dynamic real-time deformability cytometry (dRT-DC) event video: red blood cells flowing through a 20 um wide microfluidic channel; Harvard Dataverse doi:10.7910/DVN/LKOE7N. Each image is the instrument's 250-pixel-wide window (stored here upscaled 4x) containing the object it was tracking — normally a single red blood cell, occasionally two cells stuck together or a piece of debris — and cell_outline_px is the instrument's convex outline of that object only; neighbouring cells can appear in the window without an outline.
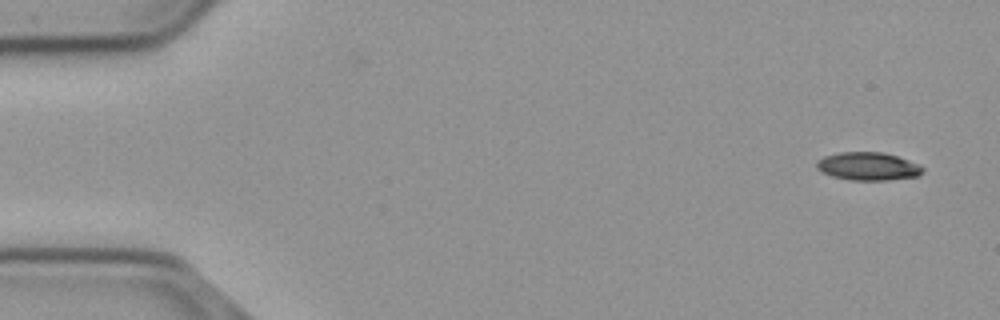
{"species": "common noctule bat (a hibernating species)", "species_latin": "Nyctalus noctula", "temperature_condition": "cold", "stored_images_in_passage": 54, "camera_frame_rate_fps": 3000, "um_per_image_px": 0.085, "animal": {"sex": "male", "body_mass_g": 23.1, "forearm_length_mm": 52.7}, "frame": {"image": 1, "passage_image": 1, "time_ms": 0.0, "image_size_px": [1000, 320], "cell_outline_px": [[924, 172], [920, 176], [888, 180], [852, 180], [832, 176], [816, 168], [816, 160], [824, 156], [840, 152], [884, 152], [920, 164], [924, 168]], "centroid_in_image_um": [73.81, 14.13], "position_along_channel_um": 11.2, "area_um2": 17.46}}
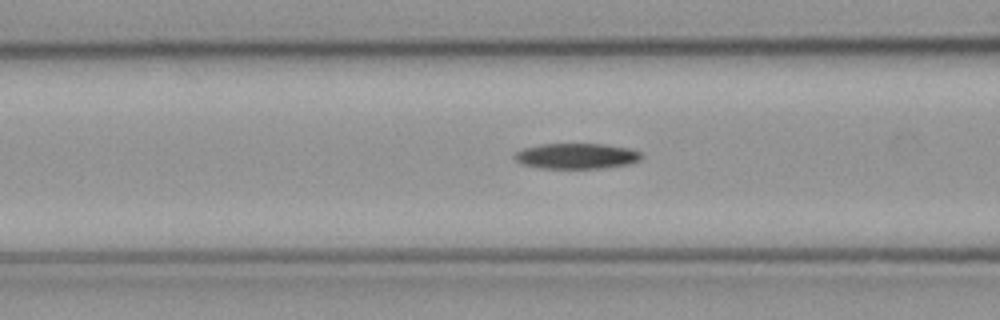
{"frame": {"image": 2, "passage_image": 20, "time_ms": 6.333, "image_size_px": [1000, 320], "cell_outline_px": [[644, 156], [640, 160], [628, 164], [604, 168], [540, 168], [520, 164], [512, 156], [516, 152], [524, 148], [540, 144], [604, 144], [628, 148], [640, 152]], "centroid_in_image_um": [48.99, 13.26], "position_along_channel_um": 117.6, "area_um2": 18.96}}
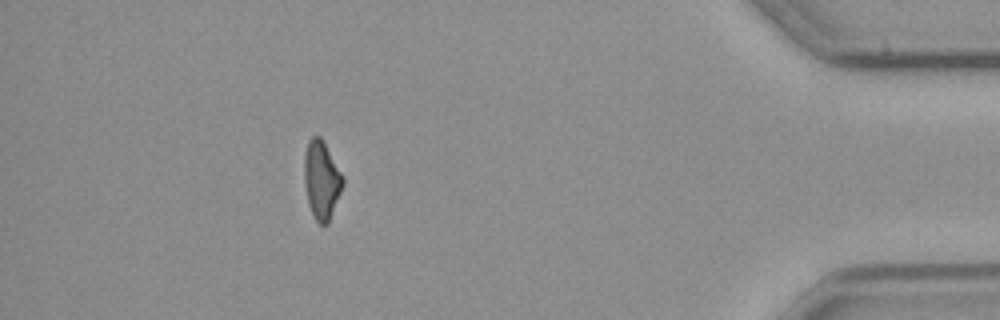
{"frame": {"image": 3, "passage_image": 48, "time_ms": 15.667, "image_size_px": [1000, 320], "cell_outline_px": [[344, 184], [328, 224], [320, 224], [316, 220], [308, 204], [304, 180], [304, 156], [308, 140], [312, 136], [320, 136], [340, 172], [344, 180]], "centroid_in_image_um": [27.32, 15.31], "position_along_channel_um": 407.9, "area_um2": 17.28}, "authors_computed_cell_mechanics": {"area_um2": 18.3804, "velocity_mm_per_s": 3.7094, "shape_relaxation_time_tau1_ms": 9.2871, "shape_relaxation_time_tau2_ms": null, "deformation_change_tau1": 0.1817, "deformation_change_tau2": null}}